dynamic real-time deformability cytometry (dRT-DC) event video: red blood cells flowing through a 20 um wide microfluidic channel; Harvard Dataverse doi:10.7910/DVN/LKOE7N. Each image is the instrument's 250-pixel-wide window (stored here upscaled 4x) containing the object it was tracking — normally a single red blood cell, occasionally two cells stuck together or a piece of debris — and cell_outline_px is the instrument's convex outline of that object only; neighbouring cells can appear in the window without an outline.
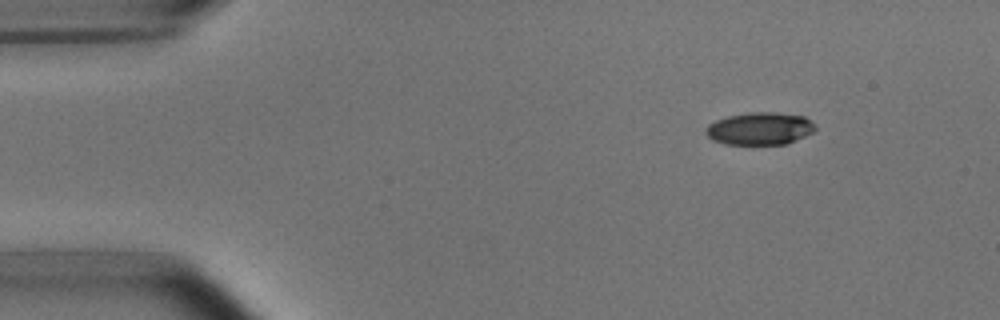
{"species": "common noctule bat (a hibernating species)", "species_latin": "Nyctalus noctula", "temperature_condition": "room temperature", "stored_images_in_passage": 47, "camera_frame_rate_fps": 3000, "um_per_image_px": 0.085, "animal": {"sex": "male", "body_mass_g": 15.6}, "frame": {"image": 1, "passage_image": 1, "time_ms": 0.0, "image_size_px": [1000, 320], "cell_outline_px": [[816, 128], [812, 132], [788, 144], [724, 144], [712, 140], [704, 132], [708, 124], [716, 120], [728, 116], [752, 112], [776, 112], [804, 116], [816, 124]], "centroid_in_image_um": [64.58, 10.93], "position_along_channel_um": 20.4, "area_um2": 20.81}}
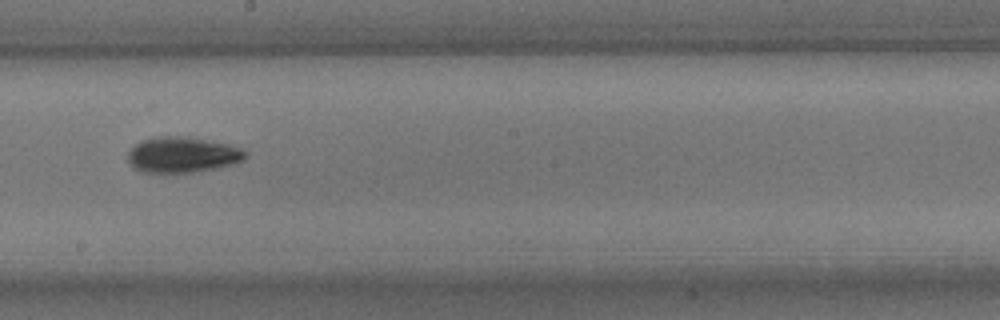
{"frame": {"image": 2, "passage_image": 24, "time_ms": 7.667, "image_size_px": [1000, 320], "cell_outline_px": [[248, 156], [244, 160], [232, 164], [216, 168], [192, 172], [144, 172], [136, 168], [128, 160], [128, 152], [140, 140], [152, 136], [188, 136], [228, 144], [240, 148]], "centroid_in_image_um": [15.51, 13.13], "position_along_channel_um": 232.7, "area_um2": 24.33}}
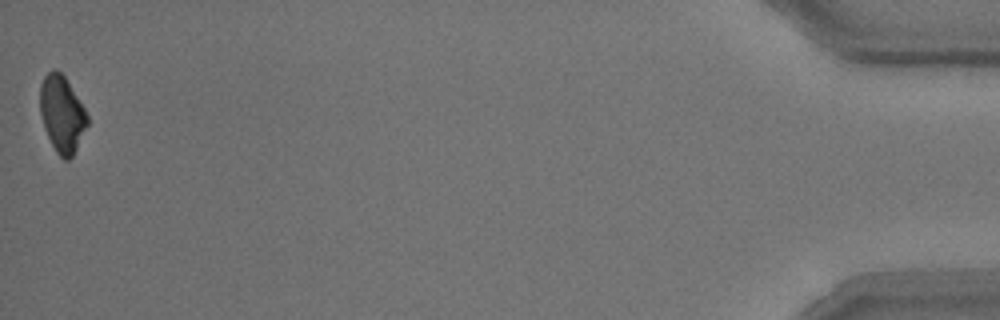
{"frame": {"image": 3, "passage_image": 47, "time_ms": 15.333, "image_size_px": [1000, 320], "cell_outline_px": [[88, 124], [72, 156], [68, 160], [64, 160], [56, 152], [44, 128], [40, 112], [40, 84], [44, 76], [52, 68], [56, 68], [64, 76], [84, 108], [88, 116]], "centroid_in_image_um": [5.25, 9.67], "position_along_channel_um": 430.0, "area_um2": 20.87}, "authors_computed_cell_mechanics": {"area_um2": 22.6576, "velocity_mm_per_s": 3.7964, "shape_relaxation_time_tau1_ms": 2.7424, "shape_relaxation_time_tau2_ms": 4.3037, "deformation_change_tau1": 0.1284, "deformation_change_tau2": 0.1084}}